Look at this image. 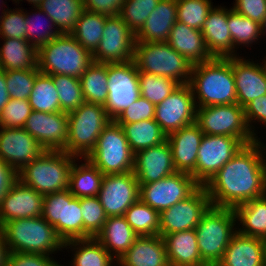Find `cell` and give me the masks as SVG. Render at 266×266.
<instances>
[{"label": "cell", "instance_id": "obj_1", "mask_svg": "<svg viewBox=\"0 0 266 266\" xmlns=\"http://www.w3.org/2000/svg\"><path fill=\"white\" fill-rule=\"evenodd\" d=\"M262 143L259 138L246 144L204 185L211 206L234 209L266 195V155Z\"/></svg>", "mask_w": 266, "mask_h": 266}, {"label": "cell", "instance_id": "obj_2", "mask_svg": "<svg viewBox=\"0 0 266 266\" xmlns=\"http://www.w3.org/2000/svg\"><path fill=\"white\" fill-rule=\"evenodd\" d=\"M189 85L196 107L237 103L232 57L193 65Z\"/></svg>", "mask_w": 266, "mask_h": 266}, {"label": "cell", "instance_id": "obj_3", "mask_svg": "<svg viewBox=\"0 0 266 266\" xmlns=\"http://www.w3.org/2000/svg\"><path fill=\"white\" fill-rule=\"evenodd\" d=\"M0 229L9 252L49 256L63 248L64 242L57 235L54 226L42 216L11 220L5 222Z\"/></svg>", "mask_w": 266, "mask_h": 266}, {"label": "cell", "instance_id": "obj_4", "mask_svg": "<svg viewBox=\"0 0 266 266\" xmlns=\"http://www.w3.org/2000/svg\"><path fill=\"white\" fill-rule=\"evenodd\" d=\"M92 62V54L70 33H61L37 49V68L47 75L80 78Z\"/></svg>", "mask_w": 266, "mask_h": 266}, {"label": "cell", "instance_id": "obj_5", "mask_svg": "<svg viewBox=\"0 0 266 266\" xmlns=\"http://www.w3.org/2000/svg\"><path fill=\"white\" fill-rule=\"evenodd\" d=\"M233 208L210 206L195 230L200 257L207 266H217L237 233ZM235 227V228H234Z\"/></svg>", "mask_w": 266, "mask_h": 266}, {"label": "cell", "instance_id": "obj_6", "mask_svg": "<svg viewBox=\"0 0 266 266\" xmlns=\"http://www.w3.org/2000/svg\"><path fill=\"white\" fill-rule=\"evenodd\" d=\"M76 156L64 151H44L18 172V179L43 196L68 189Z\"/></svg>", "mask_w": 266, "mask_h": 266}, {"label": "cell", "instance_id": "obj_7", "mask_svg": "<svg viewBox=\"0 0 266 266\" xmlns=\"http://www.w3.org/2000/svg\"><path fill=\"white\" fill-rule=\"evenodd\" d=\"M68 114V139L64 152L79 160L95 148L103 129L111 122L104 105L84 102Z\"/></svg>", "mask_w": 266, "mask_h": 266}, {"label": "cell", "instance_id": "obj_8", "mask_svg": "<svg viewBox=\"0 0 266 266\" xmlns=\"http://www.w3.org/2000/svg\"><path fill=\"white\" fill-rule=\"evenodd\" d=\"M134 62L138 72L190 82L192 64L167 42H135Z\"/></svg>", "mask_w": 266, "mask_h": 266}, {"label": "cell", "instance_id": "obj_9", "mask_svg": "<svg viewBox=\"0 0 266 266\" xmlns=\"http://www.w3.org/2000/svg\"><path fill=\"white\" fill-rule=\"evenodd\" d=\"M86 158L104 175L125 174L134 167V153L121 125L114 120L103 129Z\"/></svg>", "mask_w": 266, "mask_h": 266}, {"label": "cell", "instance_id": "obj_10", "mask_svg": "<svg viewBox=\"0 0 266 266\" xmlns=\"http://www.w3.org/2000/svg\"><path fill=\"white\" fill-rule=\"evenodd\" d=\"M195 123L206 135L232 136L245 145L257 140L246 123L244 108L238 103L197 107Z\"/></svg>", "mask_w": 266, "mask_h": 266}, {"label": "cell", "instance_id": "obj_11", "mask_svg": "<svg viewBox=\"0 0 266 266\" xmlns=\"http://www.w3.org/2000/svg\"><path fill=\"white\" fill-rule=\"evenodd\" d=\"M42 217L54 226L64 243L83 239L80 198L74 197L68 189L44 195Z\"/></svg>", "mask_w": 266, "mask_h": 266}, {"label": "cell", "instance_id": "obj_12", "mask_svg": "<svg viewBox=\"0 0 266 266\" xmlns=\"http://www.w3.org/2000/svg\"><path fill=\"white\" fill-rule=\"evenodd\" d=\"M108 99L104 107L111 120L133 104L140 96L139 72L134 60L107 63Z\"/></svg>", "mask_w": 266, "mask_h": 266}, {"label": "cell", "instance_id": "obj_13", "mask_svg": "<svg viewBox=\"0 0 266 266\" xmlns=\"http://www.w3.org/2000/svg\"><path fill=\"white\" fill-rule=\"evenodd\" d=\"M244 146L239 138L204 134L197 154L195 181L204 186Z\"/></svg>", "mask_w": 266, "mask_h": 266}, {"label": "cell", "instance_id": "obj_14", "mask_svg": "<svg viewBox=\"0 0 266 266\" xmlns=\"http://www.w3.org/2000/svg\"><path fill=\"white\" fill-rule=\"evenodd\" d=\"M199 186L190 174L175 172L161 180L139 184V199L160 213L185 200Z\"/></svg>", "mask_w": 266, "mask_h": 266}, {"label": "cell", "instance_id": "obj_15", "mask_svg": "<svg viewBox=\"0 0 266 266\" xmlns=\"http://www.w3.org/2000/svg\"><path fill=\"white\" fill-rule=\"evenodd\" d=\"M135 33L118 16L106 18L102 39L92 59L99 63H125L134 60Z\"/></svg>", "mask_w": 266, "mask_h": 266}, {"label": "cell", "instance_id": "obj_16", "mask_svg": "<svg viewBox=\"0 0 266 266\" xmlns=\"http://www.w3.org/2000/svg\"><path fill=\"white\" fill-rule=\"evenodd\" d=\"M211 206L210 198L204 186H199L185 200L160 212L159 235L195 229L202 215Z\"/></svg>", "mask_w": 266, "mask_h": 266}, {"label": "cell", "instance_id": "obj_17", "mask_svg": "<svg viewBox=\"0 0 266 266\" xmlns=\"http://www.w3.org/2000/svg\"><path fill=\"white\" fill-rule=\"evenodd\" d=\"M196 104L191 86L180 84L160 104L156 105L155 121L169 135L196 121Z\"/></svg>", "mask_w": 266, "mask_h": 266}, {"label": "cell", "instance_id": "obj_18", "mask_svg": "<svg viewBox=\"0 0 266 266\" xmlns=\"http://www.w3.org/2000/svg\"><path fill=\"white\" fill-rule=\"evenodd\" d=\"M98 197L108 217L124 216L139 199V183L134 172L104 175Z\"/></svg>", "mask_w": 266, "mask_h": 266}, {"label": "cell", "instance_id": "obj_19", "mask_svg": "<svg viewBox=\"0 0 266 266\" xmlns=\"http://www.w3.org/2000/svg\"><path fill=\"white\" fill-rule=\"evenodd\" d=\"M68 114L32 111L23 129L46 151H63L68 139Z\"/></svg>", "mask_w": 266, "mask_h": 266}, {"label": "cell", "instance_id": "obj_20", "mask_svg": "<svg viewBox=\"0 0 266 266\" xmlns=\"http://www.w3.org/2000/svg\"><path fill=\"white\" fill-rule=\"evenodd\" d=\"M44 151L39 142L23 128L0 127V160L17 172Z\"/></svg>", "mask_w": 266, "mask_h": 266}, {"label": "cell", "instance_id": "obj_21", "mask_svg": "<svg viewBox=\"0 0 266 266\" xmlns=\"http://www.w3.org/2000/svg\"><path fill=\"white\" fill-rule=\"evenodd\" d=\"M266 59V58H265ZM254 63L251 59L232 57L237 103L245 107L252 100L266 95V60Z\"/></svg>", "mask_w": 266, "mask_h": 266}, {"label": "cell", "instance_id": "obj_22", "mask_svg": "<svg viewBox=\"0 0 266 266\" xmlns=\"http://www.w3.org/2000/svg\"><path fill=\"white\" fill-rule=\"evenodd\" d=\"M133 172L139 184L158 181L177 172L169 142L166 140L160 145L136 152Z\"/></svg>", "mask_w": 266, "mask_h": 266}, {"label": "cell", "instance_id": "obj_23", "mask_svg": "<svg viewBox=\"0 0 266 266\" xmlns=\"http://www.w3.org/2000/svg\"><path fill=\"white\" fill-rule=\"evenodd\" d=\"M44 196L19 179L0 203V227L11 220L42 216Z\"/></svg>", "mask_w": 266, "mask_h": 266}, {"label": "cell", "instance_id": "obj_24", "mask_svg": "<svg viewBox=\"0 0 266 266\" xmlns=\"http://www.w3.org/2000/svg\"><path fill=\"white\" fill-rule=\"evenodd\" d=\"M203 135L196 123L167 135L176 171L190 174L194 180L197 154Z\"/></svg>", "mask_w": 266, "mask_h": 266}, {"label": "cell", "instance_id": "obj_25", "mask_svg": "<svg viewBox=\"0 0 266 266\" xmlns=\"http://www.w3.org/2000/svg\"><path fill=\"white\" fill-rule=\"evenodd\" d=\"M208 51L213 57H232V37L228 27V9L214 6L201 28Z\"/></svg>", "mask_w": 266, "mask_h": 266}, {"label": "cell", "instance_id": "obj_26", "mask_svg": "<svg viewBox=\"0 0 266 266\" xmlns=\"http://www.w3.org/2000/svg\"><path fill=\"white\" fill-rule=\"evenodd\" d=\"M217 266H266L265 240L237 232Z\"/></svg>", "mask_w": 266, "mask_h": 266}, {"label": "cell", "instance_id": "obj_27", "mask_svg": "<svg viewBox=\"0 0 266 266\" xmlns=\"http://www.w3.org/2000/svg\"><path fill=\"white\" fill-rule=\"evenodd\" d=\"M119 266H170L163 237L139 236L116 261Z\"/></svg>", "mask_w": 266, "mask_h": 266}, {"label": "cell", "instance_id": "obj_28", "mask_svg": "<svg viewBox=\"0 0 266 266\" xmlns=\"http://www.w3.org/2000/svg\"><path fill=\"white\" fill-rule=\"evenodd\" d=\"M166 42L192 65L214 58L207 49L202 31L179 21L172 27Z\"/></svg>", "mask_w": 266, "mask_h": 266}, {"label": "cell", "instance_id": "obj_29", "mask_svg": "<svg viewBox=\"0 0 266 266\" xmlns=\"http://www.w3.org/2000/svg\"><path fill=\"white\" fill-rule=\"evenodd\" d=\"M176 21V0H160L135 34L136 42H166Z\"/></svg>", "mask_w": 266, "mask_h": 266}, {"label": "cell", "instance_id": "obj_30", "mask_svg": "<svg viewBox=\"0 0 266 266\" xmlns=\"http://www.w3.org/2000/svg\"><path fill=\"white\" fill-rule=\"evenodd\" d=\"M163 239L170 266H207L200 257L194 229L166 234Z\"/></svg>", "mask_w": 266, "mask_h": 266}, {"label": "cell", "instance_id": "obj_31", "mask_svg": "<svg viewBox=\"0 0 266 266\" xmlns=\"http://www.w3.org/2000/svg\"><path fill=\"white\" fill-rule=\"evenodd\" d=\"M138 237L124 216H109L95 238L118 260Z\"/></svg>", "mask_w": 266, "mask_h": 266}, {"label": "cell", "instance_id": "obj_32", "mask_svg": "<svg viewBox=\"0 0 266 266\" xmlns=\"http://www.w3.org/2000/svg\"><path fill=\"white\" fill-rule=\"evenodd\" d=\"M234 211L239 234L266 240V195L242 203Z\"/></svg>", "mask_w": 266, "mask_h": 266}, {"label": "cell", "instance_id": "obj_33", "mask_svg": "<svg viewBox=\"0 0 266 266\" xmlns=\"http://www.w3.org/2000/svg\"><path fill=\"white\" fill-rule=\"evenodd\" d=\"M0 68L10 70H32L37 68V49L27 40L2 38Z\"/></svg>", "mask_w": 266, "mask_h": 266}, {"label": "cell", "instance_id": "obj_34", "mask_svg": "<svg viewBox=\"0 0 266 266\" xmlns=\"http://www.w3.org/2000/svg\"><path fill=\"white\" fill-rule=\"evenodd\" d=\"M77 160L70 170L68 190L78 198L98 196L104 174L87 158H83L84 163L80 165Z\"/></svg>", "mask_w": 266, "mask_h": 266}, {"label": "cell", "instance_id": "obj_35", "mask_svg": "<svg viewBox=\"0 0 266 266\" xmlns=\"http://www.w3.org/2000/svg\"><path fill=\"white\" fill-rule=\"evenodd\" d=\"M67 247L75 252L71 266H116L117 260L95 237L67 241L63 249Z\"/></svg>", "mask_w": 266, "mask_h": 266}, {"label": "cell", "instance_id": "obj_36", "mask_svg": "<svg viewBox=\"0 0 266 266\" xmlns=\"http://www.w3.org/2000/svg\"><path fill=\"white\" fill-rule=\"evenodd\" d=\"M119 125H121L134 154L140 150L160 145L167 140V135L155 119Z\"/></svg>", "mask_w": 266, "mask_h": 266}, {"label": "cell", "instance_id": "obj_37", "mask_svg": "<svg viewBox=\"0 0 266 266\" xmlns=\"http://www.w3.org/2000/svg\"><path fill=\"white\" fill-rule=\"evenodd\" d=\"M38 7L53 20L60 33H70L84 10L82 0H42Z\"/></svg>", "mask_w": 266, "mask_h": 266}, {"label": "cell", "instance_id": "obj_38", "mask_svg": "<svg viewBox=\"0 0 266 266\" xmlns=\"http://www.w3.org/2000/svg\"><path fill=\"white\" fill-rule=\"evenodd\" d=\"M79 80L85 102L105 105L108 99L107 63L93 61Z\"/></svg>", "mask_w": 266, "mask_h": 266}, {"label": "cell", "instance_id": "obj_39", "mask_svg": "<svg viewBox=\"0 0 266 266\" xmlns=\"http://www.w3.org/2000/svg\"><path fill=\"white\" fill-rule=\"evenodd\" d=\"M107 17L103 14L83 10L70 34L93 54L102 39Z\"/></svg>", "mask_w": 266, "mask_h": 266}, {"label": "cell", "instance_id": "obj_40", "mask_svg": "<svg viewBox=\"0 0 266 266\" xmlns=\"http://www.w3.org/2000/svg\"><path fill=\"white\" fill-rule=\"evenodd\" d=\"M29 104L33 111L56 113L61 111L57 88L52 75L39 73L30 93Z\"/></svg>", "mask_w": 266, "mask_h": 266}, {"label": "cell", "instance_id": "obj_41", "mask_svg": "<svg viewBox=\"0 0 266 266\" xmlns=\"http://www.w3.org/2000/svg\"><path fill=\"white\" fill-rule=\"evenodd\" d=\"M124 217L139 236L159 235L160 213L140 199L128 208Z\"/></svg>", "mask_w": 266, "mask_h": 266}, {"label": "cell", "instance_id": "obj_42", "mask_svg": "<svg viewBox=\"0 0 266 266\" xmlns=\"http://www.w3.org/2000/svg\"><path fill=\"white\" fill-rule=\"evenodd\" d=\"M228 27L232 37V57L237 56L235 49L240 45L248 47L262 37L260 23L241 15L232 8L228 9Z\"/></svg>", "mask_w": 266, "mask_h": 266}, {"label": "cell", "instance_id": "obj_43", "mask_svg": "<svg viewBox=\"0 0 266 266\" xmlns=\"http://www.w3.org/2000/svg\"><path fill=\"white\" fill-rule=\"evenodd\" d=\"M33 8H35L36 12L32 13V16H31V13H28L27 11L25 12L26 40L30 44H32L36 49H38L42 45L53 40L56 36H59L61 33L56 29V26H55L53 20L51 18H49L45 12H43L39 7H33ZM37 13H38V15H37ZM40 15H42V16H40ZM44 16H46L45 18L47 21L46 22L47 26L44 23L45 30L43 29L44 26L41 25V23H42L41 18ZM39 21H41V22H39ZM48 23H50V24H48ZM52 28H54V29L52 30Z\"/></svg>", "mask_w": 266, "mask_h": 266}, {"label": "cell", "instance_id": "obj_44", "mask_svg": "<svg viewBox=\"0 0 266 266\" xmlns=\"http://www.w3.org/2000/svg\"><path fill=\"white\" fill-rule=\"evenodd\" d=\"M179 85L174 79L168 77L139 72L140 94L155 106L160 104Z\"/></svg>", "mask_w": 266, "mask_h": 266}, {"label": "cell", "instance_id": "obj_45", "mask_svg": "<svg viewBox=\"0 0 266 266\" xmlns=\"http://www.w3.org/2000/svg\"><path fill=\"white\" fill-rule=\"evenodd\" d=\"M52 77L57 88L61 111L69 113L85 102L79 78L60 74Z\"/></svg>", "mask_w": 266, "mask_h": 266}, {"label": "cell", "instance_id": "obj_46", "mask_svg": "<svg viewBox=\"0 0 266 266\" xmlns=\"http://www.w3.org/2000/svg\"><path fill=\"white\" fill-rule=\"evenodd\" d=\"M80 207L83 218V239L96 237L108 218L99 197L80 198Z\"/></svg>", "mask_w": 266, "mask_h": 266}, {"label": "cell", "instance_id": "obj_47", "mask_svg": "<svg viewBox=\"0 0 266 266\" xmlns=\"http://www.w3.org/2000/svg\"><path fill=\"white\" fill-rule=\"evenodd\" d=\"M177 21L201 30L209 12L213 8L211 0H176Z\"/></svg>", "mask_w": 266, "mask_h": 266}, {"label": "cell", "instance_id": "obj_48", "mask_svg": "<svg viewBox=\"0 0 266 266\" xmlns=\"http://www.w3.org/2000/svg\"><path fill=\"white\" fill-rule=\"evenodd\" d=\"M160 0H125L119 16L136 34Z\"/></svg>", "mask_w": 266, "mask_h": 266}, {"label": "cell", "instance_id": "obj_49", "mask_svg": "<svg viewBox=\"0 0 266 266\" xmlns=\"http://www.w3.org/2000/svg\"><path fill=\"white\" fill-rule=\"evenodd\" d=\"M39 69L5 71L6 87L10 98L28 100Z\"/></svg>", "mask_w": 266, "mask_h": 266}, {"label": "cell", "instance_id": "obj_50", "mask_svg": "<svg viewBox=\"0 0 266 266\" xmlns=\"http://www.w3.org/2000/svg\"><path fill=\"white\" fill-rule=\"evenodd\" d=\"M32 111L29 100L10 98L0 113V127L23 128Z\"/></svg>", "mask_w": 266, "mask_h": 266}, {"label": "cell", "instance_id": "obj_51", "mask_svg": "<svg viewBox=\"0 0 266 266\" xmlns=\"http://www.w3.org/2000/svg\"><path fill=\"white\" fill-rule=\"evenodd\" d=\"M1 15L0 37L26 40V22L24 9H4L2 10Z\"/></svg>", "mask_w": 266, "mask_h": 266}, {"label": "cell", "instance_id": "obj_52", "mask_svg": "<svg viewBox=\"0 0 266 266\" xmlns=\"http://www.w3.org/2000/svg\"><path fill=\"white\" fill-rule=\"evenodd\" d=\"M156 106L140 96L114 120L117 124H131L142 120L155 119Z\"/></svg>", "mask_w": 266, "mask_h": 266}, {"label": "cell", "instance_id": "obj_53", "mask_svg": "<svg viewBox=\"0 0 266 266\" xmlns=\"http://www.w3.org/2000/svg\"><path fill=\"white\" fill-rule=\"evenodd\" d=\"M6 266H61L51 256L10 252Z\"/></svg>", "mask_w": 266, "mask_h": 266}, {"label": "cell", "instance_id": "obj_54", "mask_svg": "<svg viewBox=\"0 0 266 266\" xmlns=\"http://www.w3.org/2000/svg\"><path fill=\"white\" fill-rule=\"evenodd\" d=\"M246 123L251 133L257 138L255 126L252 125L254 122H260L263 126H266V95L260 96L252 100L249 104L244 107ZM254 129V130H253Z\"/></svg>", "mask_w": 266, "mask_h": 266}, {"label": "cell", "instance_id": "obj_55", "mask_svg": "<svg viewBox=\"0 0 266 266\" xmlns=\"http://www.w3.org/2000/svg\"><path fill=\"white\" fill-rule=\"evenodd\" d=\"M232 9L260 23L266 14V0H235Z\"/></svg>", "mask_w": 266, "mask_h": 266}, {"label": "cell", "instance_id": "obj_56", "mask_svg": "<svg viewBox=\"0 0 266 266\" xmlns=\"http://www.w3.org/2000/svg\"><path fill=\"white\" fill-rule=\"evenodd\" d=\"M83 9L106 16H118L125 0H82Z\"/></svg>", "mask_w": 266, "mask_h": 266}, {"label": "cell", "instance_id": "obj_57", "mask_svg": "<svg viewBox=\"0 0 266 266\" xmlns=\"http://www.w3.org/2000/svg\"><path fill=\"white\" fill-rule=\"evenodd\" d=\"M18 180V172L7 163L0 160V203Z\"/></svg>", "mask_w": 266, "mask_h": 266}, {"label": "cell", "instance_id": "obj_58", "mask_svg": "<svg viewBox=\"0 0 266 266\" xmlns=\"http://www.w3.org/2000/svg\"><path fill=\"white\" fill-rule=\"evenodd\" d=\"M6 86L7 85L5 80V71L2 68H0V113L3 110V107L10 100V95L8 93Z\"/></svg>", "mask_w": 266, "mask_h": 266}, {"label": "cell", "instance_id": "obj_59", "mask_svg": "<svg viewBox=\"0 0 266 266\" xmlns=\"http://www.w3.org/2000/svg\"><path fill=\"white\" fill-rule=\"evenodd\" d=\"M9 253L10 252H9L4 234L2 233L0 229V266L7 265Z\"/></svg>", "mask_w": 266, "mask_h": 266}, {"label": "cell", "instance_id": "obj_60", "mask_svg": "<svg viewBox=\"0 0 266 266\" xmlns=\"http://www.w3.org/2000/svg\"><path fill=\"white\" fill-rule=\"evenodd\" d=\"M260 28H261V35H266V14L262 18V21L260 22Z\"/></svg>", "mask_w": 266, "mask_h": 266}, {"label": "cell", "instance_id": "obj_61", "mask_svg": "<svg viewBox=\"0 0 266 266\" xmlns=\"http://www.w3.org/2000/svg\"><path fill=\"white\" fill-rule=\"evenodd\" d=\"M15 3H17L18 1V4L20 3L19 1H22V0H13ZM42 0H27V2L30 4H32V6L34 7H38V5L41 3Z\"/></svg>", "mask_w": 266, "mask_h": 266}, {"label": "cell", "instance_id": "obj_62", "mask_svg": "<svg viewBox=\"0 0 266 266\" xmlns=\"http://www.w3.org/2000/svg\"><path fill=\"white\" fill-rule=\"evenodd\" d=\"M262 146H263L264 150H266V144L264 145V143H263ZM264 152H266V151H264ZM265 155H266V153H265Z\"/></svg>", "mask_w": 266, "mask_h": 266}, {"label": "cell", "instance_id": "obj_63", "mask_svg": "<svg viewBox=\"0 0 266 266\" xmlns=\"http://www.w3.org/2000/svg\"><path fill=\"white\" fill-rule=\"evenodd\" d=\"M265 256H266V240H265Z\"/></svg>", "mask_w": 266, "mask_h": 266}]
</instances>
